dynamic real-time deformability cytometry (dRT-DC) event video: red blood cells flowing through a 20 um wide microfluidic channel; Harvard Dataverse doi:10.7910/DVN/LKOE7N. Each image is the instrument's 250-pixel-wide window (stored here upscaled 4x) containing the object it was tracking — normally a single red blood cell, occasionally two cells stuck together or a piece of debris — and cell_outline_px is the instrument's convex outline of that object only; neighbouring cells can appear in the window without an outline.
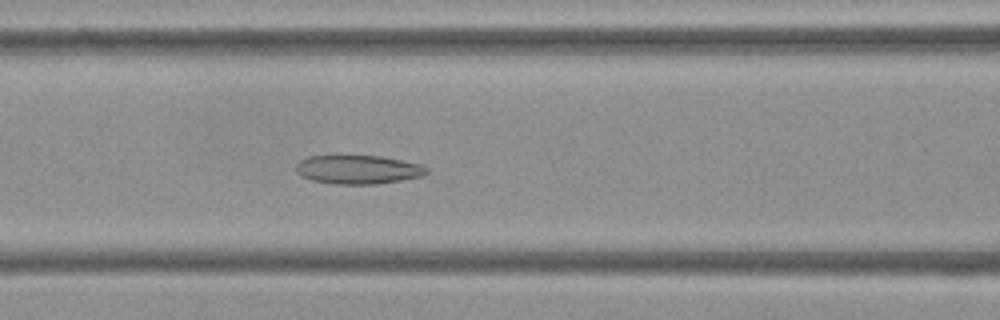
{"species": "Egyptian fruit bat (a non-hibernating species)", "species_latin": "Rousettus aegyptiacus", "temperature_condition": "cold", "stored_images_in_passage": 53, "camera_frame_rate_fps": 3000, "um_per_image_px": 0.085, "frame": {"image": 1, "passage_image": 22, "time_ms": 7.0, "image_size_px": [1000, 320], "cell_outline_px": [[428, 172], [424, 176], [376, 184], [336, 184], [312, 180], [300, 176], [296, 172], [296, 164], [300, 160], [308, 156], [380, 156], [420, 164], [428, 168]], "centroid_in_image_um": [30.42, 14.41], "position_along_channel_um": 136.2, "area_um2": 21.85}}
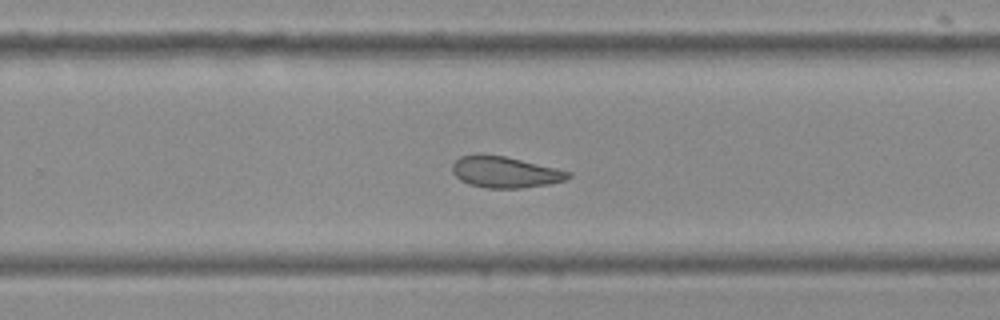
{"frame": {"image": 2, "passage_image": 34, "time_ms": 11.0, "image_size_px": [1000, 320], "cell_outline_px": [[572, 176], [564, 180], [548, 184], [520, 188], [484, 188], [468, 184], [460, 180], [452, 172], [452, 164], [460, 156], [504, 156], [556, 168], [572, 172]], "centroid_in_image_um": [42.94, 14.66], "position_along_channel_um": 286.9, "area_um2": 20.69}}
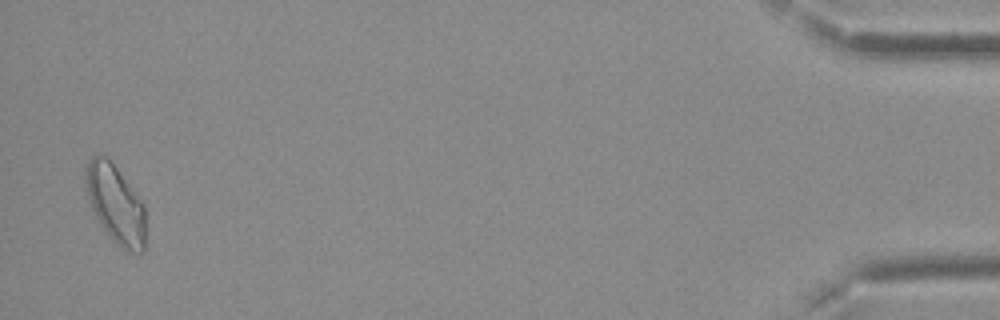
{"frame": {"image": 3, "passage_image": 52, "time_ms": 17.0, "image_size_px": [1000, 320], "cell_outline_px": [[144, 252], [128, 252], [116, 244], [108, 236], [96, 216], [92, 208], [88, 196], [84, 180], [88, 164], [92, 156], [104, 156], [116, 168], [144, 204]], "centroid_in_image_um": [9.82, 17.4], "position_along_channel_um": 425.4, "area_um2": 26.7}, "authors_computed_cell_mechanics": {"area_um2": 23.2356, "velocity_mm_per_s": 3.773, "shape_relaxation_time_tau1_ms": null, "shape_relaxation_time_tau2_ms": 6.4958, "deformation_change_tau1": null, "deformation_change_tau2": 0.138}}